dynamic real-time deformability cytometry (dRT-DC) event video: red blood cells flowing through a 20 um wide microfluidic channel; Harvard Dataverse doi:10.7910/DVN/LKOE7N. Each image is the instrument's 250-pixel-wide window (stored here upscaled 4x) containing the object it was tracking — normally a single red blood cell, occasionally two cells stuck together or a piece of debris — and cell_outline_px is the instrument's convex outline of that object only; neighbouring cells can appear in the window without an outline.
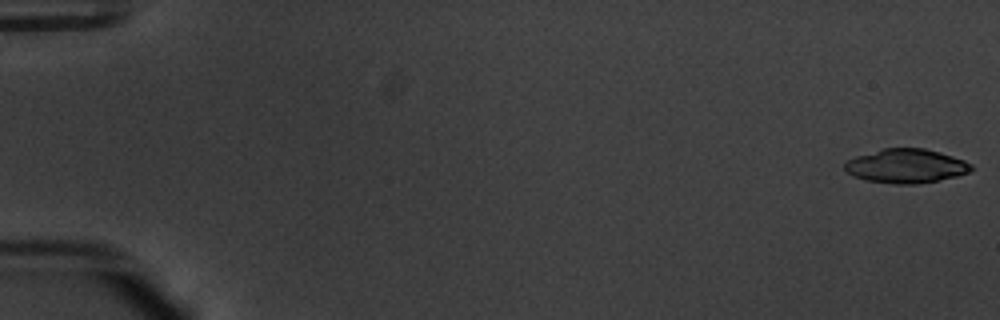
{"species": "common noctule bat (a hibernating species)", "species_latin": "Nyctalus noctula", "temperature_condition": "warm", "stored_images_in_passage": 54, "camera_frame_rate_fps": 3000, "um_per_image_px": 0.085, "animal": {"sex": "male", "body_mass_g": 20.1, "forearm_length_mm": 53.5}, "frame": {"image": 1, "passage_image": 1, "time_ms": 0.0, "image_size_px": [1000, 320], "cell_outline_px": [[972, 172], [956, 176], [916, 184], [896, 184], [864, 180], [852, 176], [844, 168], [844, 160], [856, 156], [884, 148], [924, 148], [952, 156], [964, 160], [972, 164]], "centroid_in_image_um": [76.99, 14.11], "position_along_channel_um": 8.0, "area_um2": 25.14}}
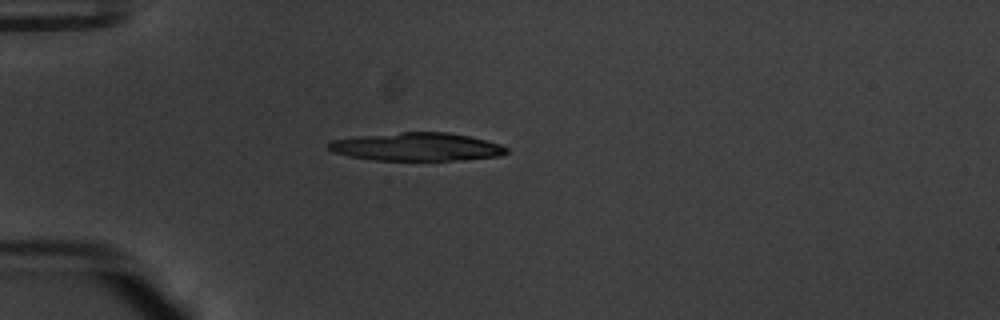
{"frame": {"image": 2, "passage_image": 16, "time_ms": 5.0, "image_size_px": [1000, 320], "cell_outline_px": [[508, 152], [500, 156], [452, 160], [376, 160], [348, 156], [332, 152], [328, 148], [328, 144], [332, 140], [360, 136], [400, 132], [448, 132], [468, 136], [500, 144], [508, 148]], "centroid_in_image_um": [35.41, 12.48], "position_along_channel_um": 49.6, "area_um2": 28.96}}